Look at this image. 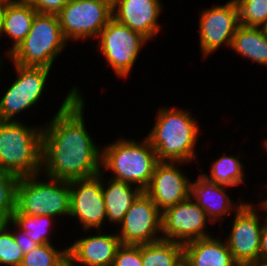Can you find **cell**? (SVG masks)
Masks as SVG:
<instances>
[{"label": "cell", "mask_w": 267, "mask_h": 266, "mask_svg": "<svg viewBox=\"0 0 267 266\" xmlns=\"http://www.w3.org/2000/svg\"><path fill=\"white\" fill-rule=\"evenodd\" d=\"M83 99L78 88L73 87L55 116L42 126L45 177L71 181L90 178L102 171V150L85 128Z\"/></svg>", "instance_id": "obj_1"}, {"label": "cell", "mask_w": 267, "mask_h": 266, "mask_svg": "<svg viewBox=\"0 0 267 266\" xmlns=\"http://www.w3.org/2000/svg\"><path fill=\"white\" fill-rule=\"evenodd\" d=\"M156 123L147 135L160 162L189 163L196 157L195 147L199 126L190 112L180 109L160 108Z\"/></svg>", "instance_id": "obj_2"}, {"label": "cell", "mask_w": 267, "mask_h": 266, "mask_svg": "<svg viewBox=\"0 0 267 266\" xmlns=\"http://www.w3.org/2000/svg\"><path fill=\"white\" fill-rule=\"evenodd\" d=\"M43 128L21 121H0V171L16 176L42 175Z\"/></svg>", "instance_id": "obj_3"}, {"label": "cell", "mask_w": 267, "mask_h": 266, "mask_svg": "<svg viewBox=\"0 0 267 266\" xmlns=\"http://www.w3.org/2000/svg\"><path fill=\"white\" fill-rule=\"evenodd\" d=\"M158 162L147 138L141 143L132 139H116L102 148L101 169L112 171V179L136 184L142 191L149 186Z\"/></svg>", "instance_id": "obj_4"}, {"label": "cell", "mask_w": 267, "mask_h": 266, "mask_svg": "<svg viewBox=\"0 0 267 266\" xmlns=\"http://www.w3.org/2000/svg\"><path fill=\"white\" fill-rule=\"evenodd\" d=\"M40 175L20 177L17 185L16 210L13 214L28 216H67L70 215V183L67 180Z\"/></svg>", "instance_id": "obj_5"}, {"label": "cell", "mask_w": 267, "mask_h": 266, "mask_svg": "<svg viewBox=\"0 0 267 266\" xmlns=\"http://www.w3.org/2000/svg\"><path fill=\"white\" fill-rule=\"evenodd\" d=\"M67 42L57 15L37 13L30 32L9 54V59L22 66L52 69L54 60L64 50Z\"/></svg>", "instance_id": "obj_6"}, {"label": "cell", "mask_w": 267, "mask_h": 266, "mask_svg": "<svg viewBox=\"0 0 267 266\" xmlns=\"http://www.w3.org/2000/svg\"><path fill=\"white\" fill-rule=\"evenodd\" d=\"M97 46L117 77L126 78L148 39L113 17L99 33Z\"/></svg>", "instance_id": "obj_7"}, {"label": "cell", "mask_w": 267, "mask_h": 266, "mask_svg": "<svg viewBox=\"0 0 267 266\" xmlns=\"http://www.w3.org/2000/svg\"><path fill=\"white\" fill-rule=\"evenodd\" d=\"M57 16L68 42L97 38L112 18V0H69Z\"/></svg>", "instance_id": "obj_8"}, {"label": "cell", "mask_w": 267, "mask_h": 266, "mask_svg": "<svg viewBox=\"0 0 267 266\" xmlns=\"http://www.w3.org/2000/svg\"><path fill=\"white\" fill-rule=\"evenodd\" d=\"M13 64L17 78L0 99V121H17L13 117L36 106L43 95L51 70L45 67Z\"/></svg>", "instance_id": "obj_9"}, {"label": "cell", "mask_w": 267, "mask_h": 266, "mask_svg": "<svg viewBox=\"0 0 267 266\" xmlns=\"http://www.w3.org/2000/svg\"><path fill=\"white\" fill-rule=\"evenodd\" d=\"M117 233L121 244H147L162 240V212L143 191L132 203ZM158 236V237H157Z\"/></svg>", "instance_id": "obj_10"}, {"label": "cell", "mask_w": 267, "mask_h": 266, "mask_svg": "<svg viewBox=\"0 0 267 266\" xmlns=\"http://www.w3.org/2000/svg\"><path fill=\"white\" fill-rule=\"evenodd\" d=\"M208 221L212 223L206 212L189 197L162 212V239L184 245L193 240L210 237L205 231Z\"/></svg>", "instance_id": "obj_11"}, {"label": "cell", "mask_w": 267, "mask_h": 266, "mask_svg": "<svg viewBox=\"0 0 267 266\" xmlns=\"http://www.w3.org/2000/svg\"><path fill=\"white\" fill-rule=\"evenodd\" d=\"M98 175L69 181L70 183V215L77 218L83 230L102 229L106 220V209L102 191V177Z\"/></svg>", "instance_id": "obj_12"}, {"label": "cell", "mask_w": 267, "mask_h": 266, "mask_svg": "<svg viewBox=\"0 0 267 266\" xmlns=\"http://www.w3.org/2000/svg\"><path fill=\"white\" fill-rule=\"evenodd\" d=\"M238 26V7L235 0L203 10L199 16L202 57H208L224 44L230 48Z\"/></svg>", "instance_id": "obj_13"}, {"label": "cell", "mask_w": 267, "mask_h": 266, "mask_svg": "<svg viewBox=\"0 0 267 266\" xmlns=\"http://www.w3.org/2000/svg\"><path fill=\"white\" fill-rule=\"evenodd\" d=\"M255 205L244 203L235 213L232 229L225 238L233 259L239 266H244L260 259V242L263 224Z\"/></svg>", "instance_id": "obj_14"}, {"label": "cell", "mask_w": 267, "mask_h": 266, "mask_svg": "<svg viewBox=\"0 0 267 266\" xmlns=\"http://www.w3.org/2000/svg\"><path fill=\"white\" fill-rule=\"evenodd\" d=\"M175 164L176 162L159 161L149 186L144 190L161 212L190 197L191 181L178 169L179 162L178 166Z\"/></svg>", "instance_id": "obj_15"}, {"label": "cell", "mask_w": 267, "mask_h": 266, "mask_svg": "<svg viewBox=\"0 0 267 266\" xmlns=\"http://www.w3.org/2000/svg\"><path fill=\"white\" fill-rule=\"evenodd\" d=\"M161 5L160 0H112V17L150 40L161 30Z\"/></svg>", "instance_id": "obj_16"}, {"label": "cell", "mask_w": 267, "mask_h": 266, "mask_svg": "<svg viewBox=\"0 0 267 266\" xmlns=\"http://www.w3.org/2000/svg\"><path fill=\"white\" fill-rule=\"evenodd\" d=\"M98 234L75 240L68 246L71 266H112L115 253L121 245L117 233ZM80 265H78V264Z\"/></svg>", "instance_id": "obj_17"}, {"label": "cell", "mask_w": 267, "mask_h": 266, "mask_svg": "<svg viewBox=\"0 0 267 266\" xmlns=\"http://www.w3.org/2000/svg\"><path fill=\"white\" fill-rule=\"evenodd\" d=\"M225 188L208 181L201 173L195 182L190 183V197L196 200L197 205L206 212L213 224L219 220L222 222L225 219L223 216L230 215L233 208L238 210L245 203H232Z\"/></svg>", "instance_id": "obj_18"}, {"label": "cell", "mask_w": 267, "mask_h": 266, "mask_svg": "<svg viewBox=\"0 0 267 266\" xmlns=\"http://www.w3.org/2000/svg\"><path fill=\"white\" fill-rule=\"evenodd\" d=\"M183 257L187 266H239L226 241L212 235L184 244Z\"/></svg>", "instance_id": "obj_19"}, {"label": "cell", "mask_w": 267, "mask_h": 266, "mask_svg": "<svg viewBox=\"0 0 267 266\" xmlns=\"http://www.w3.org/2000/svg\"><path fill=\"white\" fill-rule=\"evenodd\" d=\"M37 13L26 0H7L5 2L1 36L7 35L13 40V45L8 50L7 57L28 35Z\"/></svg>", "instance_id": "obj_20"}, {"label": "cell", "mask_w": 267, "mask_h": 266, "mask_svg": "<svg viewBox=\"0 0 267 266\" xmlns=\"http://www.w3.org/2000/svg\"><path fill=\"white\" fill-rule=\"evenodd\" d=\"M102 180V191L106 209V220L113 224L121 223L132 203L143 192L132 184L110 178L108 184ZM106 183V184H104ZM107 185V187L105 186Z\"/></svg>", "instance_id": "obj_21"}, {"label": "cell", "mask_w": 267, "mask_h": 266, "mask_svg": "<svg viewBox=\"0 0 267 266\" xmlns=\"http://www.w3.org/2000/svg\"><path fill=\"white\" fill-rule=\"evenodd\" d=\"M230 48L252 62L267 66V36L261 27L239 25Z\"/></svg>", "instance_id": "obj_22"}, {"label": "cell", "mask_w": 267, "mask_h": 266, "mask_svg": "<svg viewBox=\"0 0 267 266\" xmlns=\"http://www.w3.org/2000/svg\"><path fill=\"white\" fill-rule=\"evenodd\" d=\"M143 266H179L183 261V244L168 240L141 244Z\"/></svg>", "instance_id": "obj_23"}, {"label": "cell", "mask_w": 267, "mask_h": 266, "mask_svg": "<svg viewBox=\"0 0 267 266\" xmlns=\"http://www.w3.org/2000/svg\"><path fill=\"white\" fill-rule=\"evenodd\" d=\"M235 156H222L213 162L210 175L201 173L208 181L223 187L239 186L244 182L243 164ZM210 176V177H209Z\"/></svg>", "instance_id": "obj_24"}, {"label": "cell", "mask_w": 267, "mask_h": 266, "mask_svg": "<svg viewBox=\"0 0 267 266\" xmlns=\"http://www.w3.org/2000/svg\"><path fill=\"white\" fill-rule=\"evenodd\" d=\"M54 217L44 216H28L25 214H13L12 222L34 242L39 245L51 244L50 241V227Z\"/></svg>", "instance_id": "obj_25"}, {"label": "cell", "mask_w": 267, "mask_h": 266, "mask_svg": "<svg viewBox=\"0 0 267 266\" xmlns=\"http://www.w3.org/2000/svg\"><path fill=\"white\" fill-rule=\"evenodd\" d=\"M18 182V176L0 171V223L12 220L16 210Z\"/></svg>", "instance_id": "obj_26"}, {"label": "cell", "mask_w": 267, "mask_h": 266, "mask_svg": "<svg viewBox=\"0 0 267 266\" xmlns=\"http://www.w3.org/2000/svg\"><path fill=\"white\" fill-rule=\"evenodd\" d=\"M68 255V248L57 250L53 244H42L24 254L20 266H57Z\"/></svg>", "instance_id": "obj_27"}, {"label": "cell", "mask_w": 267, "mask_h": 266, "mask_svg": "<svg viewBox=\"0 0 267 266\" xmlns=\"http://www.w3.org/2000/svg\"><path fill=\"white\" fill-rule=\"evenodd\" d=\"M239 25L261 27L267 21V0H235Z\"/></svg>", "instance_id": "obj_28"}, {"label": "cell", "mask_w": 267, "mask_h": 266, "mask_svg": "<svg viewBox=\"0 0 267 266\" xmlns=\"http://www.w3.org/2000/svg\"><path fill=\"white\" fill-rule=\"evenodd\" d=\"M10 224L11 221L0 223V265L20 266L24 254L16 244L13 231L8 230Z\"/></svg>", "instance_id": "obj_29"}, {"label": "cell", "mask_w": 267, "mask_h": 266, "mask_svg": "<svg viewBox=\"0 0 267 266\" xmlns=\"http://www.w3.org/2000/svg\"><path fill=\"white\" fill-rule=\"evenodd\" d=\"M112 266H143L141 244H121L115 253Z\"/></svg>", "instance_id": "obj_30"}, {"label": "cell", "mask_w": 267, "mask_h": 266, "mask_svg": "<svg viewBox=\"0 0 267 266\" xmlns=\"http://www.w3.org/2000/svg\"><path fill=\"white\" fill-rule=\"evenodd\" d=\"M38 13L57 15L69 0H26Z\"/></svg>", "instance_id": "obj_31"}, {"label": "cell", "mask_w": 267, "mask_h": 266, "mask_svg": "<svg viewBox=\"0 0 267 266\" xmlns=\"http://www.w3.org/2000/svg\"><path fill=\"white\" fill-rule=\"evenodd\" d=\"M11 223V225L17 228V230L13 232V236L15 238L16 244L19 246V249L23 252V254H26L39 246L38 243L27 237L24 231L19 229L12 221Z\"/></svg>", "instance_id": "obj_32"}, {"label": "cell", "mask_w": 267, "mask_h": 266, "mask_svg": "<svg viewBox=\"0 0 267 266\" xmlns=\"http://www.w3.org/2000/svg\"><path fill=\"white\" fill-rule=\"evenodd\" d=\"M263 222L260 242V260H267V216L263 219Z\"/></svg>", "instance_id": "obj_33"}, {"label": "cell", "mask_w": 267, "mask_h": 266, "mask_svg": "<svg viewBox=\"0 0 267 266\" xmlns=\"http://www.w3.org/2000/svg\"><path fill=\"white\" fill-rule=\"evenodd\" d=\"M244 266H267V260L258 259L257 261L251 262V263L246 264Z\"/></svg>", "instance_id": "obj_34"}, {"label": "cell", "mask_w": 267, "mask_h": 266, "mask_svg": "<svg viewBox=\"0 0 267 266\" xmlns=\"http://www.w3.org/2000/svg\"><path fill=\"white\" fill-rule=\"evenodd\" d=\"M7 0H0V36L2 31V16L4 11V4Z\"/></svg>", "instance_id": "obj_35"}, {"label": "cell", "mask_w": 267, "mask_h": 266, "mask_svg": "<svg viewBox=\"0 0 267 266\" xmlns=\"http://www.w3.org/2000/svg\"><path fill=\"white\" fill-rule=\"evenodd\" d=\"M57 266H71L69 256L67 255Z\"/></svg>", "instance_id": "obj_36"}, {"label": "cell", "mask_w": 267, "mask_h": 266, "mask_svg": "<svg viewBox=\"0 0 267 266\" xmlns=\"http://www.w3.org/2000/svg\"><path fill=\"white\" fill-rule=\"evenodd\" d=\"M258 204H259L258 210L260 209L262 211L265 210V212L267 211V198L264 199V201L259 202Z\"/></svg>", "instance_id": "obj_37"}, {"label": "cell", "mask_w": 267, "mask_h": 266, "mask_svg": "<svg viewBox=\"0 0 267 266\" xmlns=\"http://www.w3.org/2000/svg\"><path fill=\"white\" fill-rule=\"evenodd\" d=\"M263 32L265 33V35L267 36V21L261 26Z\"/></svg>", "instance_id": "obj_38"}, {"label": "cell", "mask_w": 267, "mask_h": 266, "mask_svg": "<svg viewBox=\"0 0 267 266\" xmlns=\"http://www.w3.org/2000/svg\"><path fill=\"white\" fill-rule=\"evenodd\" d=\"M263 144H264V145H262V146H264V147L266 148V150H267V139H265V140L263 141Z\"/></svg>", "instance_id": "obj_39"}, {"label": "cell", "mask_w": 267, "mask_h": 266, "mask_svg": "<svg viewBox=\"0 0 267 266\" xmlns=\"http://www.w3.org/2000/svg\"><path fill=\"white\" fill-rule=\"evenodd\" d=\"M179 266H187V264L183 261Z\"/></svg>", "instance_id": "obj_40"}]
</instances>
